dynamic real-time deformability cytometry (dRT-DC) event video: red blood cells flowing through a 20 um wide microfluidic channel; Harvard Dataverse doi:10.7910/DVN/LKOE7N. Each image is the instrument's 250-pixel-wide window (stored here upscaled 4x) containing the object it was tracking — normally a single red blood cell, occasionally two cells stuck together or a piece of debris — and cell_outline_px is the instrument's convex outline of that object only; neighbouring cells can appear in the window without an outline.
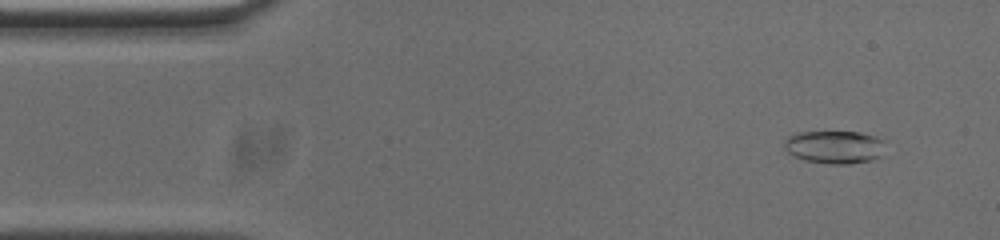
{"species": "common noctule bat (a hibernating species)", "species_latin": "Nyctalus noctula", "temperature_condition": "cold", "stored_images_in_passage": 53, "camera_frame_rate_fps": 3000, "um_per_image_px": 0.085, "animal": {"sex": "male", "body_mass_g": 20.0, "forearm_length_mm": 53.3}, "frame": {"image": 1, "passage_image": 4, "time_ms": 1.0, "image_size_px": [1000, 240], "cell_outline_px": [[884, 140], [880, 156], [872, 160], [848, 164], [832, 164], [804, 160], [788, 152], [784, 148], [784, 140], [788, 136], [796, 132], [860, 132], [876, 136]], "centroid_in_image_um": [70.91, 12.49], "position_along_channel_um": 14.1, "area_um2": 19.36}}
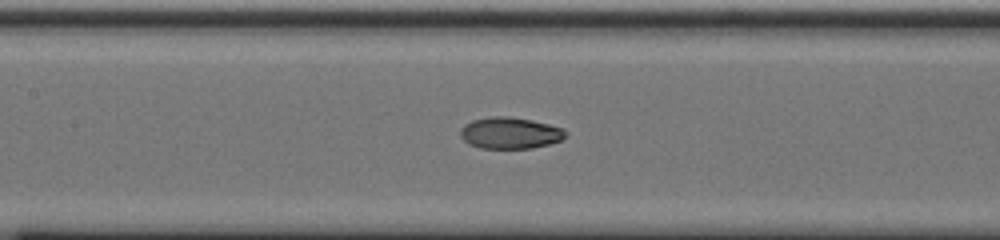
{"frame": {"image": 2, "passage_image": 23, "time_ms": 7.333, "image_size_px": [1000, 240], "cell_outline_px": [[568, 136], [560, 140], [548, 144], [532, 148], [480, 148], [468, 144], [460, 136], [460, 128], [464, 124], [472, 120], [492, 116], [508, 116], [532, 120], [564, 128], [568, 132]], "centroid_in_image_um": [43.35, 11.3], "position_along_channel_um": 164.0, "area_um2": 19.48}}
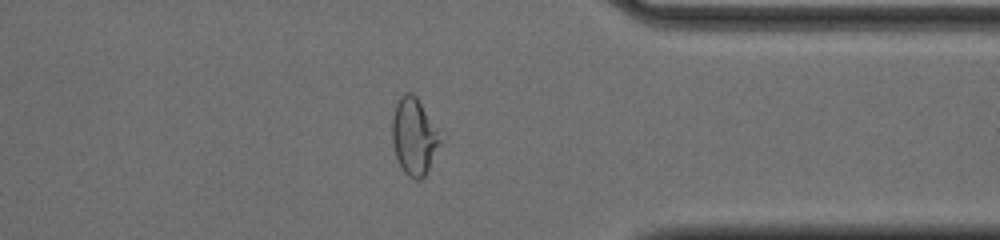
{"frame": {"image": 3, "passage_image": 41, "time_ms": 13.333, "image_size_px": [1000, 240], "cell_outline_px": [[440, 140], [428, 168], [424, 176], [420, 180], [416, 180], [408, 176], [404, 172], [396, 156], [392, 144], [392, 116], [396, 104], [400, 96], [404, 92], [412, 92], [416, 96], [436, 128]], "centroid_in_image_um": [35.13, 11.57], "position_along_channel_um": 376.3, "area_um2": 20.92}, "authors_computed_cell_mechanics": {"area_um2": 19.5942, "velocity_mm_per_s": 3.7403, "shape_relaxation_time_tau1_ms": null, "shape_relaxation_time_tau2_ms": 0.9644, "deformation_change_tau1": null, "deformation_change_tau2": 0.0375}}